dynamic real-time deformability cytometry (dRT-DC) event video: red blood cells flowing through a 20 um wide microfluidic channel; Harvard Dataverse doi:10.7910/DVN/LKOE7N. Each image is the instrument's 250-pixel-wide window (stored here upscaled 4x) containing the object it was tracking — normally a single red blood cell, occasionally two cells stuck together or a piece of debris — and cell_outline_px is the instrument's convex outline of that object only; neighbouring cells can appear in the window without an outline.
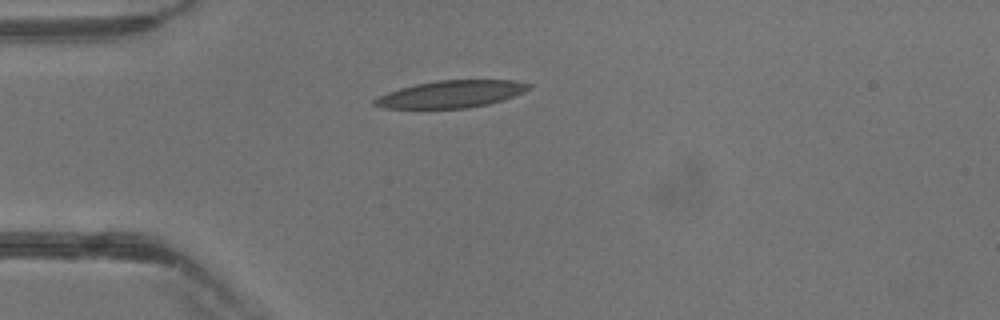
{"species": "common noctule bat (a hibernating species)", "species_latin": "Nyctalus noctula", "temperature_condition": "warm", "stored_images_in_passage": 30, "camera_frame_rate_fps": 3000, "um_per_image_px": 0.085, "animal": {"sex": "male", "body_mass_g": 13.3}, "frame": {"image": 1, "passage_image": 1, "time_ms": 0.0, "image_size_px": [1000, 320], "cell_outline_px": [[532, 84], [524, 92], [488, 104], [468, 108], [384, 108], [372, 104], [372, 100], [380, 96], [400, 88], [416, 84], [440, 80], [512, 80]], "centroid_in_image_um": [38.33, 8.0], "position_along_channel_um": 46.7, "area_um2": 24.04}}
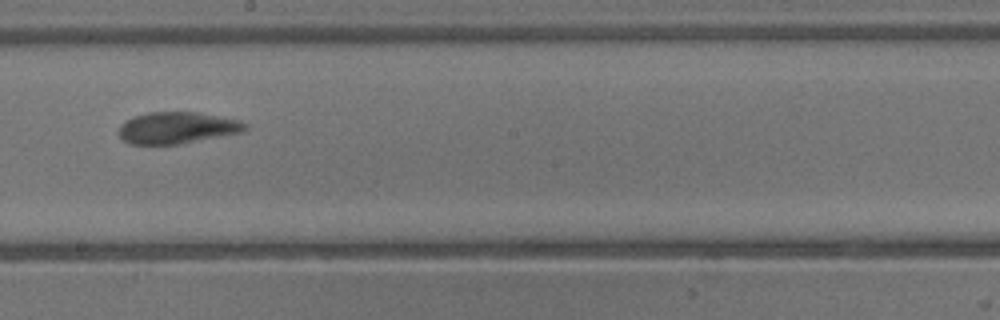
{"frame": {"image": 2, "passage_image": 13, "time_ms": 4.0, "image_size_px": [1000, 320], "cell_outline_px": [[248, 128], [240, 132], [180, 144], [128, 144], [120, 136], [120, 124], [124, 120], [132, 116], [148, 112], [196, 112], [240, 120]], "centroid_in_image_um": [15.0, 10.86], "position_along_channel_um": 233.2, "area_um2": 23.12}}
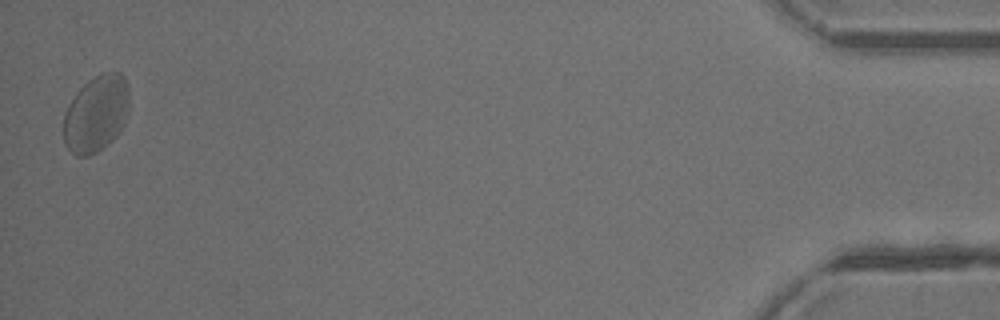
{"frame": {"image": 3, "passage_image": 30, "time_ms": 9.667, "image_size_px": [1000, 320], "cell_outline_px": [[128, 112], [124, 124], [120, 132], [112, 140], [96, 152], [88, 156], [76, 156], [64, 144], [64, 112], [68, 104], [76, 92], [88, 80], [104, 72], [120, 72], [124, 76], [128, 84]], "centroid_in_image_um": [8.17, 9.66], "position_along_channel_um": 427.0, "area_um2": 29.48}}